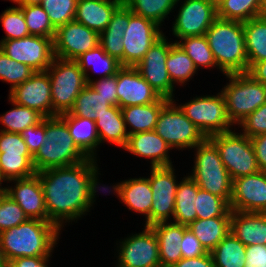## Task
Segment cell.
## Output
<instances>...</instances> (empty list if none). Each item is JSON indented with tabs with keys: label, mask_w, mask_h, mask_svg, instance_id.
I'll return each instance as SVG.
<instances>
[{
	"label": "cell",
	"mask_w": 266,
	"mask_h": 267,
	"mask_svg": "<svg viewBox=\"0 0 266 267\" xmlns=\"http://www.w3.org/2000/svg\"><path fill=\"white\" fill-rule=\"evenodd\" d=\"M96 161L88 158L74 165L36 173L42 185L48 221L60 231L64 226L62 224L75 222L90 212L100 188Z\"/></svg>",
	"instance_id": "obj_1"
},
{
	"label": "cell",
	"mask_w": 266,
	"mask_h": 267,
	"mask_svg": "<svg viewBox=\"0 0 266 267\" xmlns=\"http://www.w3.org/2000/svg\"><path fill=\"white\" fill-rule=\"evenodd\" d=\"M60 230L51 222L28 219L0 232V249L6 264L18 257L52 256Z\"/></svg>",
	"instance_id": "obj_2"
},
{
	"label": "cell",
	"mask_w": 266,
	"mask_h": 267,
	"mask_svg": "<svg viewBox=\"0 0 266 267\" xmlns=\"http://www.w3.org/2000/svg\"><path fill=\"white\" fill-rule=\"evenodd\" d=\"M217 69L226 74L247 73L249 60L246 53L243 23L216 18L205 33Z\"/></svg>",
	"instance_id": "obj_3"
},
{
	"label": "cell",
	"mask_w": 266,
	"mask_h": 267,
	"mask_svg": "<svg viewBox=\"0 0 266 267\" xmlns=\"http://www.w3.org/2000/svg\"><path fill=\"white\" fill-rule=\"evenodd\" d=\"M45 139L33 156L36 173L74 165L88 159L75 144L66 122L59 115L45 118Z\"/></svg>",
	"instance_id": "obj_4"
},
{
	"label": "cell",
	"mask_w": 266,
	"mask_h": 267,
	"mask_svg": "<svg viewBox=\"0 0 266 267\" xmlns=\"http://www.w3.org/2000/svg\"><path fill=\"white\" fill-rule=\"evenodd\" d=\"M194 148L195 161L193 172L189 176L200 189L222 197L230 204L233 180L220 158L218 149L208 138Z\"/></svg>",
	"instance_id": "obj_5"
},
{
	"label": "cell",
	"mask_w": 266,
	"mask_h": 267,
	"mask_svg": "<svg viewBox=\"0 0 266 267\" xmlns=\"http://www.w3.org/2000/svg\"><path fill=\"white\" fill-rule=\"evenodd\" d=\"M229 83L222 88L227 116L233 125L241 123L266 102V85L247 73L226 74Z\"/></svg>",
	"instance_id": "obj_6"
},
{
	"label": "cell",
	"mask_w": 266,
	"mask_h": 267,
	"mask_svg": "<svg viewBox=\"0 0 266 267\" xmlns=\"http://www.w3.org/2000/svg\"><path fill=\"white\" fill-rule=\"evenodd\" d=\"M46 71L51 83L53 116L68 113L78 94L87 85L85 73L74 60L56 57Z\"/></svg>",
	"instance_id": "obj_7"
},
{
	"label": "cell",
	"mask_w": 266,
	"mask_h": 267,
	"mask_svg": "<svg viewBox=\"0 0 266 267\" xmlns=\"http://www.w3.org/2000/svg\"><path fill=\"white\" fill-rule=\"evenodd\" d=\"M208 139L216 146L232 180L260 171L250 138L234 131L214 134Z\"/></svg>",
	"instance_id": "obj_8"
},
{
	"label": "cell",
	"mask_w": 266,
	"mask_h": 267,
	"mask_svg": "<svg viewBox=\"0 0 266 267\" xmlns=\"http://www.w3.org/2000/svg\"><path fill=\"white\" fill-rule=\"evenodd\" d=\"M184 115L208 138L211 135L232 131L233 125L227 116L225 98L220 91L217 96L206 95L180 104Z\"/></svg>",
	"instance_id": "obj_9"
},
{
	"label": "cell",
	"mask_w": 266,
	"mask_h": 267,
	"mask_svg": "<svg viewBox=\"0 0 266 267\" xmlns=\"http://www.w3.org/2000/svg\"><path fill=\"white\" fill-rule=\"evenodd\" d=\"M174 102H176L174 99L169 100L162 107L154 131L172 149L191 148L192 150L196 145L201 144L206 137Z\"/></svg>",
	"instance_id": "obj_10"
},
{
	"label": "cell",
	"mask_w": 266,
	"mask_h": 267,
	"mask_svg": "<svg viewBox=\"0 0 266 267\" xmlns=\"http://www.w3.org/2000/svg\"><path fill=\"white\" fill-rule=\"evenodd\" d=\"M0 50L18 63L26 64L35 72L46 71L55 58L53 38L37 35L0 41Z\"/></svg>",
	"instance_id": "obj_11"
},
{
	"label": "cell",
	"mask_w": 266,
	"mask_h": 267,
	"mask_svg": "<svg viewBox=\"0 0 266 267\" xmlns=\"http://www.w3.org/2000/svg\"><path fill=\"white\" fill-rule=\"evenodd\" d=\"M163 35L154 21L135 15L129 9V24L123 36V57L119 60L121 66L135 67Z\"/></svg>",
	"instance_id": "obj_12"
},
{
	"label": "cell",
	"mask_w": 266,
	"mask_h": 267,
	"mask_svg": "<svg viewBox=\"0 0 266 267\" xmlns=\"http://www.w3.org/2000/svg\"><path fill=\"white\" fill-rule=\"evenodd\" d=\"M166 38L163 35L153 44L135 68L160 97L173 100L175 87L168 75L166 60L174 43Z\"/></svg>",
	"instance_id": "obj_13"
},
{
	"label": "cell",
	"mask_w": 266,
	"mask_h": 267,
	"mask_svg": "<svg viewBox=\"0 0 266 267\" xmlns=\"http://www.w3.org/2000/svg\"><path fill=\"white\" fill-rule=\"evenodd\" d=\"M119 242L116 267H161L158 240L150 226Z\"/></svg>",
	"instance_id": "obj_14"
},
{
	"label": "cell",
	"mask_w": 266,
	"mask_h": 267,
	"mask_svg": "<svg viewBox=\"0 0 266 267\" xmlns=\"http://www.w3.org/2000/svg\"><path fill=\"white\" fill-rule=\"evenodd\" d=\"M175 169L172 166L151 167L148 178L152 189V206L150 211V226L167 222L175 211V196L178 187Z\"/></svg>",
	"instance_id": "obj_15"
},
{
	"label": "cell",
	"mask_w": 266,
	"mask_h": 267,
	"mask_svg": "<svg viewBox=\"0 0 266 267\" xmlns=\"http://www.w3.org/2000/svg\"><path fill=\"white\" fill-rule=\"evenodd\" d=\"M173 22L172 33L178 39L205 35L217 18L212 0H184Z\"/></svg>",
	"instance_id": "obj_16"
},
{
	"label": "cell",
	"mask_w": 266,
	"mask_h": 267,
	"mask_svg": "<svg viewBox=\"0 0 266 267\" xmlns=\"http://www.w3.org/2000/svg\"><path fill=\"white\" fill-rule=\"evenodd\" d=\"M54 56L63 60H75L100 44L99 33L74 21L56 29L53 39Z\"/></svg>",
	"instance_id": "obj_17"
},
{
	"label": "cell",
	"mask_w": 266,
	"mask_h": 267,
	"mask_svg": "<svg viewBox=\"0 0 266 267\" xmlns=\"http://www.w3.org/2000/svg\"><path fill=\"white\" fill-rule=\"evenodd\" d=\"M9 98L16 104L36 110L44 118L53 117L51 83L47 71L35 72L9 91Z\"/></svg>",
	"instance_id": "obj_18"
},
{
	"label": "cell",
	"mask_w": 266,
	"mask_h": 267,
	"mask_svg": "<svg viewBox=\"0 0 266 267\" xmlns=\"http://www.w3.org/2000/svg\"><path fill=\"white\" fill-rule=\"evenodd\" d=\"M230 210L266 213V172L233 180Z\"/></svg>",
	"instance_id": "obj_19"
},
{
	"label": "cell",
	"mask_w": 266,
	"mask_h": 267,
	"mask_svg": "<svg viewBox=\"0 0 266 267\" xmlns=\"http://www.w3.org/2000/svg\"><path fill=\"white\" fill-rule=\"evenodd\" d=\"M116 76L118 106L120 108L148 105L160 98L135 67L122 66L117 71Z\"/></svg>",
	"instance_id": "obj_20"
},
{
	"label": "cell",
	"mask_w": 266,
	"mask_h": 267,
	"mask_svg": "<svg viewBox=\"0 0 266 267\" xmlns=\"http://www.w3.org/2000/svg\"><path fill=\"white\" fill-rule=\"evenodd\" d=\"M14 187H4L5 192L24 210L29 219L48 221L45 207L44 193L39 176L35 174L29 178L14 179Z\"/></svg>",
	"instance_id": "obj_21"
},
{
	"label": "cell",
	"mask_w": 266,
	"mask_h": 267,
	"mask_svg": "<svg viewBox=\"0 0 266 267\" xmlns=\"http://www.w3.org/2000/svg\"><path fill=\"white\" fill-rule=\"evenodd\" d=\"M114 195L124 203L129 210L145 215V226H150V211L152 206V189L149 179L131 178L112 186Z\"/></svg>",
	"instance_id": "obj_22"
},
{
	"label": "cell",
	"mask_w": 266,
	"mask_h": 267,
	"mask_svg": "<svg viewBox=\"0 0 266 267\" xmlns=\"http://www.w3.org/2000/svg\"><path fill=\"white\" fill-rule=\"evenodd\" d=\"M172 148L155 131L139 132L128 136L124 150L132 155L149 158L151 167L172 166L168 151Z\"/></svg>",
	"instance_id": "obj_23"
},
{
	"label": "cell",
	"mask_w": 266,
	"mask_h": 267,
	"mask_svg": "<svg viewBox=\"0 0 266 267\" xmlns=\"http://www.w3.org/2000/svg\"><path fill=\"white\" fill-rule=\"evenodd\" d=\"M122 3L123 0H77L74 20L100 34Z\"/></svg>",
	"instance_id": "obj_24"
},
{
	"label": "cell",
	"mask_w": 266,
	"mask_h": 267,
	"mask_svg": "<svg viewBox=\"0 0 266 267\" xmlns=\"http://www.w3.org/2000/svg\"><path fill=\"white\" fill-rule=\"evenodd\" d=\"M230 232L245 246L266 245V213L232 211Z\"/></svg>",
	"instance_id": "obj_25"
},
{
	"label": "cell",
	"mask_w": 266,
	"mask_h": 267,
	"mask_svg": "<svg viewBox=\"0 0 266 267\" xmlns=\"http://www.w3.org/2000/svg\"><path fill=\"white\" fill-rule=\"evenodd\" d=\"M169 222H160L150 226L158 240L161 267H172L182 259L178 244L188 229L186 225L171 222V220Z\"/></svg>",
	"instance_id": "obj_26"
},
{
	"label": "cell",
	"mask_w": 266,
	"mask_h": 267,
	"mask_svg": "<svg viewBox=\"0 0 266 267\" xmlns=\"http://www.w3.org/2000/svg\"><path fill=\"white\" fill-rule=\"evenodd\" d=\"M169 99L160 97L148 105H134L121 108L128 135L139 132L154 131L162 107ZM129 127V130L127 129Z\"/></svg>",
	"instance_id": "obj_27"
},
{
	"label": "cell",
	"mask_w": 266,
	"mask_h": 267,
	"mask_svg": "<svg viewBox=\"0 0 266 267\" xmlns=\"http://www.w3.org/2000/svg\"><path fill=\"white\" fill-rule=\"evenodd\" d=\"M129 24V8L122 3L113 13L108 26L99 34L100 46L118 61L123 57V36Z\"/></svg>",
	"instance_id": "obj_28"
},
{
	"label": "cell",
	"mask_w": 266,
	"mask_h": 267,
	"mask_svg": "<svg viewBox=\"0 0 266 267\" xmlns=\"http://www.w3.org/2000/svg\"><path fill=\"white\" fill-rule=\"evenodd\" d=\"M67 124L69 133L77 147L88 157L96 159L95 155L100 145V139L96 130L95 121L72 116L69 113L59 115Z\"/></svg>",
	"instance_id": "obj_29"
},
{
	"label": "cell",
	"mask_w": 266,
	"mask_h": 267,
	"mask_svg": "<svg viewBox=\"0 0 266 267\" xmlns=\"http://www.w3.org/2000/svg\"><path fill=\"white\" fill-rule=\"evenodd\" d=\"M187 227L198 238L204 249L211 252L230 233L231 217L195 219Z\"/></svg>",
	"instance_id": "obj_30"
},
{
	"label": "cell",
	"mask_w": 266,
	"mask_h": 267,
	"mask_svg": "<svg viewBox=\"0 0 266 267\" xmlns=\"http://www.w3.org/2000/svg\"><path fill=\"white\" fill-rule=\"evenodd\" d=\"M95 125L100 144L108 141L123 149L125 148L129 135L119 106L108 108L106 113L95 120Z\"/></svg>",
	"instance_id": "obj_31"
},
{
	"label": "cell",
	"mask_w": 266,
	"mask_h": 267,
	"mask_svg": "<svg viewBox=\"0 0 266 267\" xmlns=\"http://www.w3.org/2000/svg\"><path fill=\"white\" fill-rule=\"evenodd\" d=\"M200 188L190 176H185L177 187L173 222L188 226L196 219V196Z\"/></svg>",
	"instance_id": "obj_32"
},
{
	"label": "cell",
	"mask_w": 266,
	"mask_h": 267,
	"mask_svg": "<svg viewBox=\"0 0 266 267\" xmlns=\"http://www.w3.org/2000/svg\"><path fill=\"white\" fill-rule=\"evenodd\" d=\"M249 67L266 59V16L252 18L243 23Z\"/></svg>",
	"instance_id": "obj_33"
},
{
	"label": "cell",
	"mask_w": 266,
	"mask_h": 267,
	"mask_svg": "<svg viewBox=\"0 0 266 267\" xmlns=\"http://www.w3.org/2000/svg\"><path fill=\"white\" fill-rule=\"evenodd\" d=\"M215 267H244L246 246L231 232L210 252Z\"/></svg>",
	"instance_id": "obj_34"
},
{
	"label": "cell",
	"mask_w": 266,
	"mask_h": 267,
	"mask_svg": "<svg viewBox=\"0 0 266 267\" xmlns=\"http://www.w3.org/2000/svg\"><path fill=\"white\" fill-rule=\"evenodd\" d=\"M74 61L85 73L87 84H89L93 80L88 74V68H91L92 70L95 69V71L93 72L96 73L99 72L98 67L102 66L100 69H102L101 73L103 74L100 78H105L116 75L117 71L122 67L119 61L115 57L108 55L100 45H98L94 49L88 50L86 53H83Z\"/></svg>",
	"instance_id": "obj_35"
},
{
	"label": "cell",
	"mask_w": 266,
	"mask_h": 267,
	"mask_svg": "<svg viewBox=\"0 0 266 267\" xmlns=\"http://www.w3.org/2000/svg\"><path fill=\"white\" fill-rule=\"evenodd\" d=\"M112 105L98 94L89 84L78 94L72 109L68 112L72 116H79L96 120L106 113Z\"/></svg>",
	"instance_id": "obj_36"
},
{
	"label": "cell",
	"mask_w": 266,
	"mask_h": 267,
	"mask_svg": "<svg viewBox=\"0 0 266 267\" xmlns=\"http://www.w3.org/2000/svg\"><path fill=\"white\" fill-rule=\"evenodd\" d=\"M180 0H123L133 14L154 21L160 27Z\"/></svg>",
	"instance_id": "obj_37"
},
{
	"label": "cell",
	"mask_w": 266,
	"mask_h": 267,
	"mask_svg": "<svg viewBox=\"0 0 266 267\" xmlns=\"http://www.w3.org/2000/svg\"><path fill=\"white\" fill-rule=\"evenodd\" d=\"M9 101L13 108L0 116V122L4 125L0 131L20 134L29 126L36 125L44 119L36 110L16 104L10 98Z\"/></svg>",
	"instance_id": "obj_38"
},
{
	"label": "cell",
	"mask_w": 266,
	"mask_h": 267,
	"mask_svg": "<svg viewBox=\"0 0 266 267\" xmlns=\"http://www.w3.org/2000/svg\"><path fill=\"white\" fill-rule=\"evenodd\" d=\"M166 66L172 83H179L180 86L192 79L198 71L194 62L175 42L170 47Z\"/></svg>",
	"instance_id": "obj_39"
},
{
	"label": "cell",
	"mask_w": 266,
	"mask_h": 267,
	"mask_svg": "<svg viewBox=\"0 0 266 267\" xmlns=\"http://www.w3.org/2000/svg\"><path fill=\"white\" fill-rule=\"evenodd\" d=\"M259 16V0H221L217 4V17L224 20L244 23Z\"/></svg>",
	"instance_id": "obj_40"
},
{
	"label": "cell",
	"mask_w": 266,
	"mask_h": 267,
	"mask_svg": "<svg viewBox=\"0 0 266 267\" xmlns=\"http://www.w3.org/2000/svg\"><path fill=\"white\" fill-rule=\"evenodd\" d=\"M35 174L33 155L0 154V184L14 179L29 178Z\"/></svg>",
	"instance_id": "obj_41"
},
{
	"label": "cell",
	"mask_w": 266,
	"mask_h": 267,
	"mask_svg": "<svg viewBox=\"0 0 266 267\" xmlns=\"http://www.w3.org/2000/svg\"><path fill=\"white\" fill-rule=\"evenodd\" d=\"M175 43L184 50L197 69L200 66L205 68L217 67L205 35L181 38L180 41L176 40Z\"/></svg>",
	"instance_id": "obj_42"
},
{
	"label": "cell",
	"mask_w": 266,
	"mask_h": 267,
	"mask_svg": "<svg viewBox=\"0 0 266 267\" xmlns=\"http://www.w3.org/2000/svg\"><path fill=\"white\" fill-rule=\"evenodd\" d=\"M196 219L231 217L230 204L222 197L199 189L196 196Z\"/></svg>",
	"instance_id": "obj_43"
},
{
	"label": "cell",
	"mask_w": 266,
	"mask_h": 267,
	"mask_svg": "<svg viewBox=\"0 0 266 267\" xmlns=\"http://www.w3.org/2000/svg\"><path fill=\"white\" fill-rule=\"evenodd\" d=\"M25 17L30 35L55 37L56 28L51 24L47 12L40 5L18 6Z\"/></svg>",
	"instance_id": "obj_44"
},
{
	"label": "cell",
	"mask_w": 266,
	"mask_h": 267,
	"mask_svg": "<svg viewBox=\"0 0 266 267\" xmlns=\"http://www.w3.org/2000/svg\"><path fill=\"white\" fill-rule=\"evenodd\" d=\"M35 73L24 63H18L0 50V80L10 83V91Z\"/></svg>",
	"instance_id": "obj_45"
},
{
	"label": "cell",
	"mask_w": 266,
	"mask_h": 267,
	"mask_svg": "<svg viewBox=\"0 0 266 267\" xmlns=\"http://www.w3.org/2000/svg\"><path fill=\"white\" fill-rule=\"evenodd\" d=\"M40 6L47 12L51 24L57 29L74 21L77 0H42Z\"/></svg>",
	"instance_id": "obj_46"
},
{
	"label": "cell",
	"mask_w": 266,
	"mask_h": 267,
	"mask_svg": "<svg viewBox=\"0 0 266 267\" xmlns=\"http://www.w3.org/2000/svg\"><path fill=\"white\" fill-rule=\"evenodd\" d=\"M0 22L6 32V36L1 41L20 39L30 35L23 12L18 6L9 7L2 12Z\"/></svg>",
	"instance_id": "obj_47"
},
{
	"label": "cell",
	"mask_w": 266,
	"mask_h": 267,
	"mask_svg": "<svg viewBox=\"0 0 266 267\" xmlns=\"http://www.w3.org/2000/svg\"><path fill=\"white\" fill-rule=\"evenodd\" d=\"M28 216L5 192L0 194V232L26 222Z\"/></svg>",
	"instance_id": "obj_48"
},
{
	"label": "cell",
	"mask_w": 266,
	"mask_h": 267,
	"mask_svg": "<svg viewBox=\"0 0 266 267\" xmlns=\"http://www.w3.org/2000/svg\"><path fill=\"white\" fill-rule=\"evenodd\" d=\"M239 125L243 128L242 134L249 138L266 133V102L250 113Z\"/></svg>",
	"instance_id": "obj_49"
},
{
	"label": "cell",
	"mask_w": 266,
	"mask_h": 267,
	"mask_svg": "<svg viewBox=\"0 0 266 267\" xmlns=\"http://www.w3.org/2000/svg\"><path fill=\"white\" fill-rule=\"evenodd\" d=\"M0 154L32 155L21 134L0 131Z\"/></svg>",
	"instance_id": "obj_50"
},
{
	"label": "cell",
	"mask_w": 266,
	"mask_h": 267,
	"mask_svg": "<svg viewBox=\"0 0 266 267\" xmlns=\"http://www.w3.org/2000/svg\"><path fill=\"white\" fill-rule=\"evenodd\" d=\"M30 153L34 156L45 142V118L36 125L29 126L21 133Z\"/></svg>",
	"instance_id": "obj_51"
},
{
	"label": "cell",
	"mask_w": 266,
	"mask_h": 267,
	"mask_svg": "<svg viewBox=\"0 0 266 267\" xmlns=\"http://www.w3.org/2000/svg\"><path fill=\"white\" fill-rule=\"evenodd\" d=\"M89 85L105 99L112 106H118V96H117V76H109L105 78H99V80L94 81V79L89 83Z\"/></svg>",
	"instance_id": "obj_52"
},
{
	"label": "cell",
	"mask_w": 266,
	"mask_h": 267,
	"mask_svg": "<svg viewBox=\"0 0 266 267\" xmlns=\"http://www.w3.org/2000/svg\"><path fill=\"white\" fill-rule=\"evenodd\" d=\"M178 246L182 253V258H194L208 253L189 229L184 232Z\"/></svg>",
	"instance_id": "obj_53"
},
{
	"label": "cell",
	"mask_w": 266,
	"mask_h": 267,
	"mask_svg": "<svg viewBox=\"0 0 266 267\" xmlns=\"http://www.w3.org/2000/svg\"><path fill=\"white\" fill-rule=\"evenodd\" d=\"M244 267H266V245L254 244L246 246Z\"/></svg>",
	"instance_id": "obj_54"
},
{
	"label": "cell",
	"mask_w": 266,
	"mask_h": 267,
	"mask_svg": "<svg viewBox=\"0 0 266 267\" xmlns=\"http://www.w3.org/2000/svg\"><path fill=\"white\" fill-rule=\"evenodd\" d=\"M260 171L266 172V133L250 138Z\"/></svg>",
	"instance_id": "obj_55"
},
{
	"label": "cell",
	"mask_w": 266,
	"mask_h": 267,
	"mask_svg": "<svg viewBox=\"0 0 266 267\" xmlns=\"http://www.w3.org/2000/svg\"><path fill=\"white\" fill-rule=\"evenodd\" d=\"M50 256L18 257L7 264V267H48Z\"/></svg>",
	"instance_id": "obj_56"
},
{
	"label": "cell",
	"mask_w": 266,
	"mask_h": 267,
	"mask_svg": "<svg viewBox=\"0 0 266 267\" xmlns=\"http://www.w3.org/2000/svg\"><path fill=\"white\" fill-rule=\"evenodd\" d=\"M172 267H215L210 252L194 257V258H182Z\"/></svg>",
	"instance_id": "obj_57"
},
{
	"label": "cell",
	"mask_w": 266,
	"mask_h": 267,
	"mask_svg": "<svg viewBox=\"0 0 266 267\" xmlns=\"http://www.w3.org/2000/svg\"><path fill=\"white\" fill-rule=\"evenodd\" d=\"M254 80L266 85V59L253 63L247 71Z\"/></svg>",
	"instance_id": "obj_58"
},
{
	"label": "cell",
	"mask_w": 266,
	"mask_h": 267,
	"mask_svg": "<svg viewBox=\"0 0 266 267\" xmlns=\"http://www.w3.org/2000/svg\"><path fill=\"white\" fill-rule=\"evenodd\" d=\"M14 3H17L18 6H29V5H40L42 0H12Z\"/></svg>",
	"instance_id": "obj_59"
},
{
	"label": "cell",
	"mask_w": 266,
	"mask_h": 267,
	"mask_svg": "<svg viewBox=\"0 0 266 267\" xmlns=\"http://www.w3.org/2000/svg\"><path fill=\"white\" fill-rule=\"evenodd\" d=\"M260 16H266V0H259Z\"/></svg>",
	"instance_id": "obj_60"
},
{
	"label": "cell",
	"mask_w": 266,
	"mask_h": 267,
	"mask_svg": "<svg viewBox=\"0 0 266 267\" xmlns=\"http://www.w3.org/2000/svg\"><path fill=\"white\" fill-rule=\"evenodd\" d=\"M0 267H7V264L5 263L2 256L1 249H0Z\"/></svg>",
	"instance_id": "obj_61"
},
{
	"label": "cell",
	"mask_w": 266,
	"mask_h": 267,
	"mask_svg": "<svg viewBox=\"0 0 266 267\" xmlns=\"http://www.w3.org/2000/svg\"><path fill=\"white\" fill-rule=\"evenodd\" d=\"M221 0H213V2L217 5Z\"/></svg>",
	"instance_id": "obj_62"
}]
</instances>
